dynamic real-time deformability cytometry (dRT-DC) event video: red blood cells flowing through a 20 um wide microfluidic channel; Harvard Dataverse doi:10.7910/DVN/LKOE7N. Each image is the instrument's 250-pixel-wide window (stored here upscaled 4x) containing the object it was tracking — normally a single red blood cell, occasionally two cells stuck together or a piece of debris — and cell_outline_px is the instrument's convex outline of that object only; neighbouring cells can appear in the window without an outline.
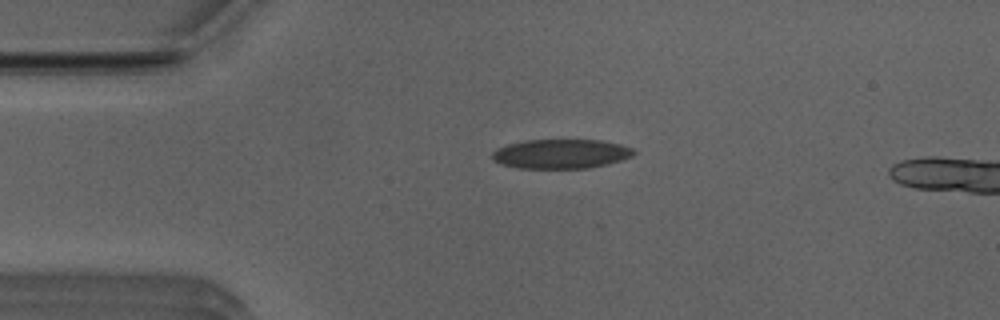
{"species": "Egyptian fruit bat (a non-hibernating species)", "species_latin": "Rousettus aegyptiacus", "temperature_condition": "room temperature", "stored_images_in_passage": 11, "camera_frame_rate_fps": 3000, "um_per_image_px": 0.085, "animal": {"sex": "male"}, "frame": {"image": 1, "passage_image": 8, "time_ms": 2.333, "image_size_px": [1000, 320], "cell_outline_px": [[636, 152], [632, 156], [608, 164], [588, 168], [520, 168], [504, 164], [492, 160], [492, 152], [496, 148], [508, 144], [524, 140], [600, 140], [620, 144], [632, 148]], "centroid_in_image_um": [47.68, 13.07], "position_along_channel_um": 37.3, "area_um2": 24.16}}